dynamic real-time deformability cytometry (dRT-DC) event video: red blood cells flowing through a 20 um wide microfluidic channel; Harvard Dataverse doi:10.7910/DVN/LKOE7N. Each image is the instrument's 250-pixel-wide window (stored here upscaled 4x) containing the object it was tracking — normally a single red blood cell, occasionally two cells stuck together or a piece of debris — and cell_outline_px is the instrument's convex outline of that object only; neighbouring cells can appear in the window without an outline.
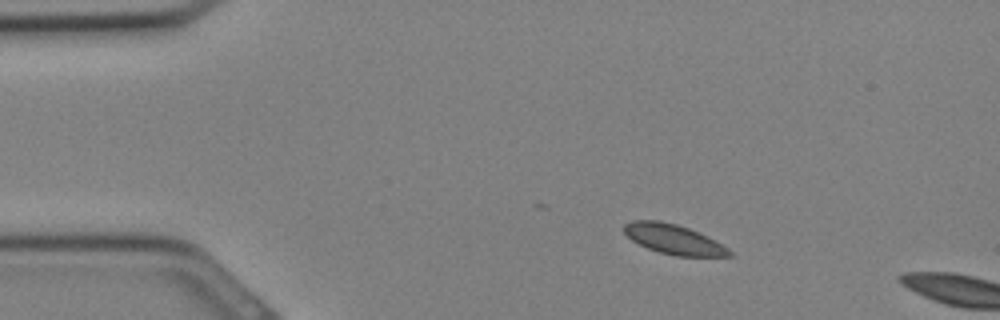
{"species": "Egyptian fruit bat (a non-hibernating species)", "species_latin": "Rousettus aegyptiacus", "temperature_condition": "cold", "stored_images_in_passage": 7, "camera_frame_rate_fps": 3000, "um_per_image_px": 0.085, "animal": {"sex": "female"}, "frame": {"image": 1, "passage_image": 5, "time_ms": 1.333, "image_size_px": [1000, 320], "cell_outline_px": [[732, 256], [676, 256], [660, 252], [648, 248], [632, 240], [624, 232], [624, 224], [632, 220], [660, 220], [676, 224], [688, 228], [708, 236], [716, 240], [728, 248], [732, 252]], "centroid_in_image_um": [57.27, 20.33], "position_along_channel_um": 27.7, "area_um2": 18.21}}